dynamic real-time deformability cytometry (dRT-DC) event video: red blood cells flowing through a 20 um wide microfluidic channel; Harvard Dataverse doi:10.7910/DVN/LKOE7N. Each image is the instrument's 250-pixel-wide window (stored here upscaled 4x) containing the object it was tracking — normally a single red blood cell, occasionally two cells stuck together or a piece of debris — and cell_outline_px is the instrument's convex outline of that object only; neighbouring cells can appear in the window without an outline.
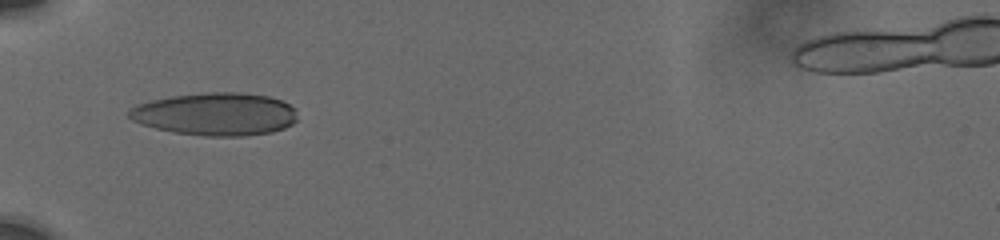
{"species": "human", "species_latin": "Homo sapiens", "temperature_condition": "cold", "stored_images_in_passage": 37, "camera_frame_rate_fps": 3000, "um_per_image_px": 0.085, "donor": {"sex": "male"}, "frame": {"image": 1, "passage_image": 1, "time_ms": 0.0, "image_size_px": [1000, 240], "cell_outline_px": [[296, 120], [292, 124], [284, 128], [272, 132], [244, 136], [204, 136], [172, 132], [140, 124], [132, 120], [128, 116], [128, 112], [136, 104], [152, 100], [172, 96], [208, 92], [236, 92], [268, 96], [280, 100], [296, 108]], "centroid_in_image_um": [18.32, 9.7], "position_along_channel_um": 66.7, "area_um2": 42.02}}
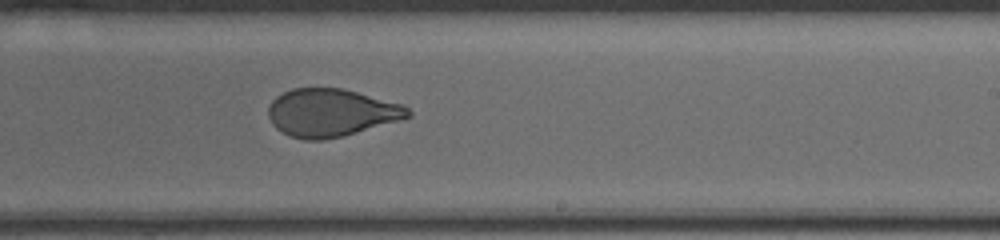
{"frame": {"image": 2, "passage_image": 18, "time_ms": 5.333, "image_size_px": [1000, 240], "cell_outline_px": [[412, 116], [400, 120], [344, 136], [324, 140], [304, 140], [288, 136], [276, 128], [272, 124], [268, 116], [268, 108], [272, 100], [276, 96], [292, 88], [340, 88], [404, 104], [412, 112]], "centroid_in_image_um": [28.14, 9.59], "position_along_channel_um": 260.9, "area_um2": 39.07}}
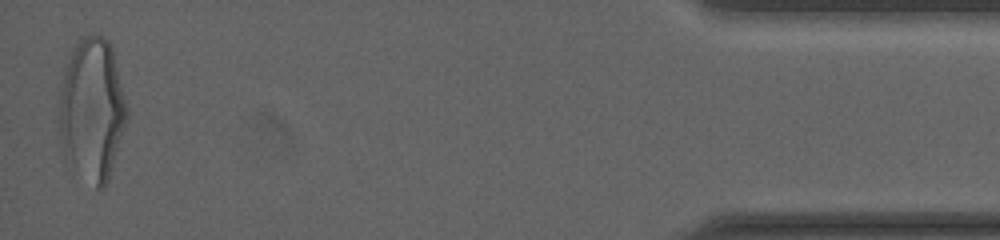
{"frame": {"image": 3, "passage_image": 37, "time_ms": 11.667, "image_size_px": [1000, 240], "cell_outline_px": [[128, 116], [112, 168], [108, 180], [104, 188], [96, 188], [68, 168], [60, 140], [60, 96], [64, 68], [68, 56], [76, 40], [84, 36], [104, 36], [108, 40], [112, 48], [128, 108]], "centroid_in_image_um": [7.81, 9.35], "position_along_channel_um": 427.4, "area_um2": 56.82}, "authors_computed_cell_mechanics": {"area_um2": 40.5178, "velocity_mm_per_s": 3.7568, "shape_relaxation_time_tau1_ms": 5.9382, "shape_relaxation_time_tau2_ms": 0.8672, "deformation_change_tau1": 0.1959, "deformation_change_tau2": 0.0555}}